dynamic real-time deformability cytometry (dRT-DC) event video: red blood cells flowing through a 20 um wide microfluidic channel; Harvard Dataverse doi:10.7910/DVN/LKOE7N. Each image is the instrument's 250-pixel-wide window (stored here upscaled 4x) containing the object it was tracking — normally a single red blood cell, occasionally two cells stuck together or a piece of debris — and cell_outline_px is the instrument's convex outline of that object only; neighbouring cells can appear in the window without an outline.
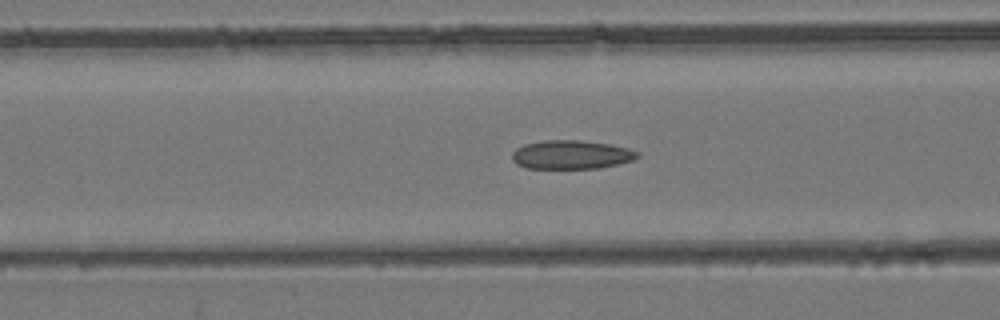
{"species": "common noctule bat (a hibernating species)", "species_latin": "Nyctalus noctula", "temperature_condition": "room temperature", "stored_images_in_passage": 53, "camera_frame_rate_fps": 3000, "um_per_image_px": 0.085, "animal": {"sex": "female", "body_mass_g": 24.6, "forearm_length_mm": 56.2}, "frame": {"image": 1, "passage_image": 22, "time_ms": 7.0, "image_size_px": [1000, 320], "cell_outline_px": [[640, 156], [632, 160], [616, 164], [596, 168], [524, 168], [516, 164], [512, 160], [512, 152], [516, 148], [524, 144], [544, 140], [580, 140], [612, 144], [628, 148], [640, 152]], "centroid_in_image_um": [48.54, 13.14], "position_along_channel_um": 118.1, "area_um2": 21.1}}
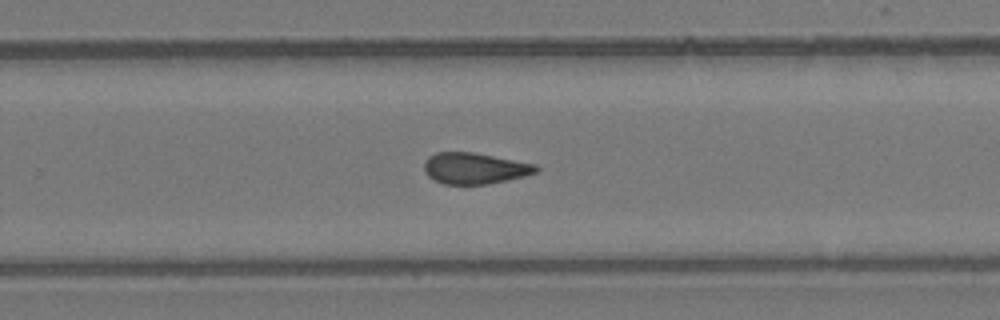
{"frame": {"image": 2, "passage_image": 35, "time_ms": 11.333, "image_size_px": [1000, 320], "cell_outline_px": [[540, 168], [536, 172], [524, 176], [488, 184], [444, 184], [432, 180], [424, 172], [424, 164], [428, 156], [436, 152], [472, 152], [536, 164]], "centroid_in_image_um": [40.31, 14.31], "position_along_channel_um": 289.5, "area_um2": 20.35}}
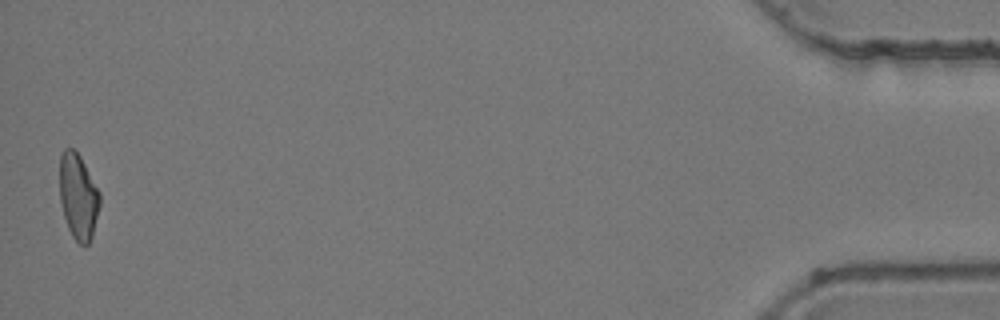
{"frame": {"image": 3, "passage_image": 53, "time_ms": 17.333, "image_size_px": [1000, 320], "cell_outline_px": [[100, 204], [92, 236], [88, 244], [80, 244], [72, 236], [68, 228], [64, 216], [60, 200], [60, 152], [64, 148], [72, 148], [80, 156], [100, 192]], "centroid_in_image_um": [6.64, 16.68], "position_along_channel_um": 428.6, "area_um2": 19.94}, "authors_computed_cell_mechanics": {"area_um2": 21.097, "velocity_mm_per_s": 3.9598, "shape_relaxation_time_tau1_ms": null, "shape_relaxation_time_tau2_ms": 3.0179, "deformation_change_tau1": null, "deformation_change_tau2": 0.1013}}